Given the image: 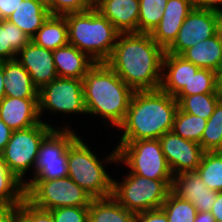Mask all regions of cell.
<instances>
[{"label": "cell", "instance_id": "1", "mask_svg": "<svg viewBox=\"0 0 222 222\" xmlns=\"http://www.w3.org/2000/svg\"><path fill=\"white\" fill-rule=\"evenodd\" d=\"M165 52L151 34L120 33L106 63L134 91L157 90Z\"/></svg>", "mask_w": 222, "mask_h": 222}, {"label": "cell", "instance_id": "2", "mask_svg": "<svg viewBox=\"0 0 222 222\" xmlns=\"http://www.w3.org/2000/svg\"><path fill=\"white\" fill-rule=\"evenodd\" d=\"M134 92L106 62H95L83 78L84 103L88 117H97V120L100 118L101 125L107 131L108 128L113 129L111 135L114 136L116 134L113 132L126 117Z\"/></svg>", "mask_w": 222, "mask_h": 222}, {"label": "cell", "instance_id": "3", "mask_svg": "<svg viewBox=\"0 0 222 222\" xmlns=\"http://www.w3.org/2000/svg\"><path fill=\"white\" fill-rule=\"evenodd\" d=\"M178 108V101L161 89L135 91L123 123L115 130L120 132L117 141L159 139L172 130Z\"/></svg>", "mask_w": 222, "mask_h": 222}, {"label": "cell", "instance_id": "4", "mask_svg": "<svg viewBox=\"0 0 222 222\" xmlns=\"http://www.w3.org/2000/svg\"><path fill=\"white\" fill-rule=\"evenodd\" d=\"M88 143L80 135L70 145L67 162L68 177L88 192L92 198L110 197L112 196L113 176L111 175L113 173L110 174L108 169L111 170V168L107 167L117 164L118 150L112 147L111 152L108 151L106 155L100 156L96 147L93 149L91 147L93 145Z\"/></svg>", "mask_w": 222, "mask_h": 222}, {"label": "cell", "instance_id": "5", "mask_svg": "<svg viewBox=\"0 0 222 222\" xmlns=\"http://www.w3.org/2000/svg\"><path fill=\"white\" fill-rule=\"evenodd\" d=\"M64 16L69 44L86 53L96 63L106 62L120 34L114 25L95 8Z\"/></svg>", "mask_w": 222, "mask_h": 222}, {"label": "cell", "instance_id": "6", "mask_svg": "<svg viewBox=\"0 0 222 222\" xmlns=\"http://www.w3.org/2000/svg\"><path fill=\"white\" fill-rule=\"evenodd\" d=\"M38 104L41 121L53 128L54 126L55 128H74L71 126V122L66 121L64 124L62 121H60V118H65L64 120H66L68 115L69 120H71V118L73 120V118L77 115H83V117L86 115L85 118H88L84 103L83 79L57 77L52 82L44 85L38 91ZM47 113L48 115H55V118L56 116L57 118L58 116H61L58 119L59 121H55L58 122V126L55 124L53 125V121H51L50 118L49 120H46L45 118L43 119V117L47 116ZM59 123H61V126H59ZM62 124L64 126H62Z\"/></svg>", "mask_w": 222, "mask_h": 222}, {"label": "cell", "instance_id": "7", "mask_svg": "<svg viewBox=\"0 0 222 222\" xmlns=\"http://www.w3.org/2000/svg\"><path fill=\"white\" fill-rule=\"evenodd\" d=\"M112 176V197L134 214L160 209L171 192L172 180L148 179L129 171L122 180Z\"/></svg>", "mask_w": 222, "mask_h": 222}, {"label": "cell", "instance_id": "8", "mask_svg": "<svg viewBox=\"0 0 222 222\" xmlns=\"http://www.w3.org/2000/svg\"><path fill=\"white\" fill-rule=\"evenodd\" d=\"M117 167H128L130 173L154 180H172L173 174L159 139L117 141ZM119 165V166H118Z\"/></svg>", "mask_w": 222, "mask_h": 222}, {"label": "cell", "instance_id": "9", "mask_svg": "<svg viewBox=\"0 0 222 222\" xmlns=\"http://www.w3.org/2000/svg\"><path fill=\"white\" fill-rule=\"evenodd\" d=\"M73 128H53L43 139L37 153L31 180H52L68 176V149L81 135ZM79 134V135H78Z\"/></svg>", "mask_w": 222, "mask_h": 222}, {"label": "cell", "instance_id": "10", "mask_svg": "<svg viewBox=\"0 0 222 222\" xmlns=\"http://www.w3.org/2000/svg\"><path fill=\"white\" fill-rule=\"evenodd\" d=\"M52 129L53 127L41 121L29 128L13 131L0 154L9 170L23 182L24 187L29 183V174L33 173L42 139ZM28 171L30 172L28 173Z\"/></svg>", "mask_w": 222, "mask_h": 222}, {"label": "cell", "instance_id": "11", "mask_svg": "<svg viewBox=\"0 0 222 222\" xmlns=\"http://www.w3.org/2000/svg\"><path fill=\"white\" fill-rule=\"evenodd\" d=\"M25 198L35 207L44 210L90 206L93 199L68 176L52 180H31L25 186Z\"/></svg>", "mask_w": 222, "mask_h": 222}, {"label": "cell", "instance_id": "12", "mask_svg": "<svg viewBox=\"0 0 222 222\" xmlns=\"http://www.w3.org/2000/svg\"><path fill=\"white\" fill-rule=\"evenodd\" d=\"M159 141L173 175L197 170L204 153L199 143L186 140L172 130L164 133Z\"/></svg>", "mask_w": 222, "mask_h": 222}, {"label": "cell", "instance_id": "13", "mask_svg": "<svg viewBox=\"0 0 222 222\" xmlns=\"http://www.w3.org/2000/svg\"><path fill=\"white\" fill-rule=\"evenodd\" d=\"M216 20L214 11L193 8L180 27L177 38L166 53L181 55L188 48L214 36Z\"/></svg>", "mask_w": 222, "mask_h": 222}, {"label": "cell", "instance_id": "14", "mask_svg": "<svg viewBox=\"0 0 222 222\" xmlns=\"http://www.w3.org/2000/svg\"><path fill=\"white\" fill-rule=\"evenodd\" d=\"M15 59L27 70L38 90L58 77L53 51L42 48L32 41L17 53Z\"/></svg>", "mask_w": 222, "mask_h": 222}, {"label": "cell", "instance_id": "15", "mask_svg": "<svg viewBox=\"0 0 222 222\" xmlns=\"http://www.w3.org/2000/svg\"><path fill=\"white\" fill-rule=\"evenodd\" d=\"M171 192L191 202L197 212H210L217 196V192L210 190L196 171L173 175Z\"/></svg>", "mask_w": 222, "mask_h": 222}, {"label": "cell", "instance_id": "16", "mask_svg": "<svg viewBox=\"0 0 222 222\" xmlns=\"http://www.w3.org/2000/svg\"><path fill=\"white\" fill-rule=\"evenodd\" d=\"M193 0H168L158 26L153 30V40L165 51L173 44L188 14L193 10Z\"/></svg>", "mask_w": 222, "mask_h": 222}, {"label": "cell", "instance_id": "17", "mask_svg": "<svg viewBox=\"0 0 222 222\" xmlns=\"http://www.w3.org/2000/svg\"><path fill=\"white\" fill-rule=\"evenodd\" d=\"M0 118L13 131L39 124L38 98L5 96L0 101Z\"/></svg>", "mask_w": 222, "mask_h": 222}, {"label": "cell", "instance_id": "18", "mask_svg": "<svg viewBox=\"0 0 222 222\" xmlns=\"http://www.w3.org/2000/svg\"><path fill=\"white\" fill-rule=\"evenodd\" d=\"M94 8L120 33L138 32L139 0H94Z\"/></svg>", "mask_w": 222, "mask_h": 222}, {"label": "cell", "instance_id": "19", "mask_svg": "<svg viewBox=\"0 0 222 222\" xmlns=\"http://www.w3.org/2000/svg\"><path fill=\"white\" fill-rule=\"evenodd\" d=\"M199 69L181 55L164 54L160 89L175 97L183 88H188L192 75Z\"/></svg>", "mask_w": 222, "mask_h": 222}, {"label": "cell", "instance_id": "20", "mask_svg": "<svg viewBox=\"0 0 222 222\" xmlns=\"http://www.w3.org/2000/svg\"><path fill=\"white\" fill-rule=\"evenodd\" d=\"M53 59L58 77L72 79H83L95 64L86 53L70 44L54 50Z\"/></svg>", "mask_w": 222, "mask_h": 222}, {"label": "cell", "instance_id": "21", "mask_svg": "<svg viewBox=\"0 0 222 222\" xmlns=\"http://www.w3.org/2000/svg\"><path fill=\"white\" fill-rule=\"evenodd\" d=\"M49 15L44 0H22L7 20L32 38Z\"/></svg>", "mask_w": 222, "mask_h": 222}, {"label": "cell", "instance_id": "22", "mask_svg": "<svg viewBox=\"0 0 222 222\" xmlns=\"http://www.w3.org/2000/svg\"><path fill=\"white\" fill-rule=\"evenodd\" d=\"M5 96L15 98H38V89L33 85L27 70L16 60L3 61Z\"/></svg>", "mask_w": 222, "mask_h": 222}, {"label": "cell", "instance_id": "23", "mask_svg": "<svg viewBox=\"0 0 222 222\" xmlns=\"http://www.w3.org/2000/svg\"><path fill=\"white\" fill-rule=\"evenodd\" d=\"M181 56L199 68L215 72L222 68V45L216 35L198 42L185 50Z\"/></svg>", "mask_w": 222, "mask_h": 222}, {"label": "cell", "instance_id": "24", "mask_svg": "<svg viewBox=\"0 0 222 222\" xmlns=\"http://www.w3.org/2000/svg\"><path fill=\"white\" fill-rule=\"evenodd\" d=\"M31 41L52 51L68 45V27L65 16L49 15Z\"/></svg>", "mask_w": 222, "mask_h": 222}, {"label": "cell", "instance_id": "25", "mask_svg": "<svg viewBox=\"0 0 222 222\" xmlns=\"http://www.w3.org/2000/svg\"><path fill=\"white\" fill-rule=\"evenodd\" d=\"M135 214L112 196L93 198L89 206V222H134Z\"/></svg>", "mask_w": 222, "mask_h": 222}, {"label": "cell", "instance_id": "26", "mask_svg": "<svg viewBox=\"0 0 222 222\" xmlns=\"http://www.w3.org/2000/svg\"><path fill=\"white\" fill-rule=\"evenodd\" d=\"M31 38L8 20H0V61L14 60Z\"/></svg>", "mask_w": 222, "mask_h": 222}, {"label": "cell", "instance_id": "27", "mask_svg": "<svg viewBox=\"0 0 222 222\" xmlns=\"http://www.w3.org/2000/svg\"><path fill=\"white\" fill-rule=\"evenodd\" d=\"M179 108L189 114L207 119L212 115L217 103L222 99L219 93L175 96Z\"/></svg>", "mask_w": 222, "mask_h": 222}, {"label": "cell", "instance_id": "28", "mask_svg": "<svg viewBox=\"0 0 222 222\" xmlns=\"http://www.w3.org/2000/svg\"><path fill=\"white\" fill-rule=\"evenodd\" d=\"M25 199V187L0 157V205L21 204Z\"/></svg>", "mask_w": 222, "mask_h": 222}, {"label": "cell", "instance_id": "29", "mask_svg": "<svg viewBox=\"0 0 222 222\" xmlns=\"http://www.w3.org/2000/svg\"><path fill=\"white\" fill-rule=\"evenodd\" d=\"M196 172L210 190L221 192L222 151L204 152Z\"/></svg>", "mask_w": 222, "mask_h": 222}, {"label": "cell", "instance_id": "30", "mask_svg": "<svg viewBox=\"0 0 222 222\" xmlns=\"http://www.w3.org/2000/svg\"><path fill=\"white\" fill-rule=\"evenodd\" d=\"M206 123L207 119L186 113L178 108L172 131L186 140H191L201 145V138Z\"/></svg>", "mask_w": 222, "mask_h": 222}, {"label": "cell", "instance_id": "31", "mask_svg": "<svg viewBox=\"0 0 222 222\" xmlns=\"http://www.w3.org/2000/svg\"><path fill=\"white\" fill-rule=\"evenodd\" d=\"M204 152L222 151V99L208 118L201 138Z\"/></svg>", "mask_w": 222, "mask_h": 222}, {"label": "cell", "instance_id": "32", "mask_svg": "<svg viewBox=\"0 0 222 222\" xmlns=\"http://www.w3.org/2000/svg\"><path fill=\"white\" fill-rule=\"evenodd\" d=\"M168 0H139L138 32L151 34L163 16Z\"/></svg>", "mask_w": 222, "mask_h": 222}, {"label": "cell", "instance_id": "33", "mask_svg": "<svg viewBox=\"0 0 222 222\" xmlns=\"http://www.w3.org/2000/svg\"><path fill=\"white\" fill-rule=\"evenodd\" d=\"M168 218V222H194L197 209L189 202L178 198L172 192L161 206Z\"/></svg>", "mask_w": 222, "mask_h": 222}, {"label": "cell", "instance_id": "34", "mask_svg": "<svg viewBox=\"0 0 222 222\" xmlns=\"http://www.w3.org/2000/svg\"><path fill=\"white\" fill-rule=\"evenodd\" d=\"M218 93L217 72L199 68L189 81L188 88H183L176 96Z\"/></svg>", "mask_w": 222, "mask_h": 222}, {"label": "cell", "instance_id": "35", "mask_svg": "<svg viewBox=\"0 0 222 222\" xmlns=\"http://www.w3.org/2000/svg\"><path fill=\"white\" fill-rule=\"evenodd\" d=\"M50 15L64 16L94 8V0H45Z\"/></svg>", "mask_w": 222, "mask_h": 222}, {"label": "cell", "instance_id": "36", "mask_svg": "<svg viewBox=\"0 0 222 222\" xmlns=\"http://www.w3.org/2000/svg\"><path fill=\"white\" fill-rule=\"evenodd\" d=\"M49 211L53 222H89V206L59 207Z\"/></svg>", "mask_w": 222, "mask_h": 222}, {"label": "cell", "instance_id": "37", "mask_svg": "<svg viewBox=\"0 0 222 222\" xmlns=\"http://www.w3.org/2000/svg\"><path fill=\"white\" fill-rule=\"evenodd\" d=\"M18 222H53L51 212L35 207L26 198L19 204Z\"/></svg>", "mask_w": 222, "mask_h": 222}, {"label": "cell", "instance_id": "38", "mask_svg": "<svg viewBox=\"0 0 222 222\" xmlns=\"http://www.w3.org/2000/svg\"><path fill=\"white\" fill-rule=\"evenodd\" d=\"M134 222H168V218L160 208L135 214Z\"/></svg>", "mask_w": 222, "mask_h": 222}, {"label": "cell", "instance_id": "39", "mask_svg": "<svg viewBox=\"0 0 222 222\" xmlns=\"http://www.w3.org/2000/svg\"><path fill=\"white\" fill-rule=\"evenodd\" d=\"M19 204L0 205V222H18Z\"/></svg>", "mask_w": 222, "mask_h": 222}, {"label": "cell", "instance_id": "40", "mask_svg": "<svg viewBox=\"0 0 222 222\" xmlns=\"http://www.w3.org/2000/svg\"><path fill=\"white\" fill-rule=\"evenodd\" d=\"M21 2L22 0H0V20H7Z\"/></svg>", "mask_w": 222, "mask_h": 222}, {"label": "cell", "instance_id": "41", "mask_svg": "<svg viewBox=\"0 0 222 222\" xmlns=\"http://www.w3.org/2000/svg\"><path fill=\"white\" fill-rule=\"evenodd\" d=\"M194 8L216 11L222 8V0H193Z\"/></svg>", "mask_w": 222, "mask_h": 222}, {"label": "cell", "instance_id": "42", "mask_svg": "<svg viewBox=\"0 0 222 222\" xmlns=\"http://www.w3.org/2000/svg\"><path fill=\"white\" fill-rule=\"evenodd\" d=\"M12 132L13 130H11L0 118V154L3 152L11 138Z\"/></svg>", "mask_w": 222, "mask_h": 222}, {"label": "cell", "instance_id": "43", "mask_svg": "<svg viewBox=\"0 0 222 222\" xmlns=\"http://www.w3.org/2000/svg\"><path fill=\"white\" fill-rule=\"evenodd\" d=\"M210 213L215 221L222 222V191L217 192L216 201L211 207Z\"/></svg>", "mask_w": 222, "mask_h": 222}, {"label": "cell", "instance_id": "44", "mask_svg": "<svg viewBox=\"0 0 222 222\" xmlns=\"http://www.w3.org/2000/svg\"><path fill=\"white\" fill-rule=\"evenodd\" d=\"M215 20H216V33L220 44L222 45V8L214 11Z\"/></svg>", "mask_w": 222, "mask_h": 222}, {"label": "cell", "instance_id": "45", "mask_svg": "<svg viewBox=\"0 0 222 222\" xmlns=\"http://www.w3.org/2000/svg\"><path fill=\"white\" fill-rule=\"evenodd\" d=\"M194 222H214V217L210 212H197Z\"/></svg>", "mask_w": 222, "mask_h": 222}, {"label": "cell", "instance_id": "46", "mask_svg": "<svg viewBox=\"0 0 222 222\" xmlns=\"http://www.w3.org/2000/svg\"><path fill=\"white\" fill-rule=\"evenodd\" d=\"M4 81L5 75L3 71V61H0V101L5 97Z\"/></svg>", "mask_w": 222, "mask_h": 222}, {"label": "cell", "instance_id": "47", "mask_svg": "<svg viewBox=\"0 0 222 222\" xmlns=\"http://www.w3.org/2000/svg\"><path fill=\"white\" fill-rule=\"evenodd\" d=\"M218 93L222 97V68L217 72Z\"/></svg>", "mask_w": 222, "mask_h": 222}]
</instances>
